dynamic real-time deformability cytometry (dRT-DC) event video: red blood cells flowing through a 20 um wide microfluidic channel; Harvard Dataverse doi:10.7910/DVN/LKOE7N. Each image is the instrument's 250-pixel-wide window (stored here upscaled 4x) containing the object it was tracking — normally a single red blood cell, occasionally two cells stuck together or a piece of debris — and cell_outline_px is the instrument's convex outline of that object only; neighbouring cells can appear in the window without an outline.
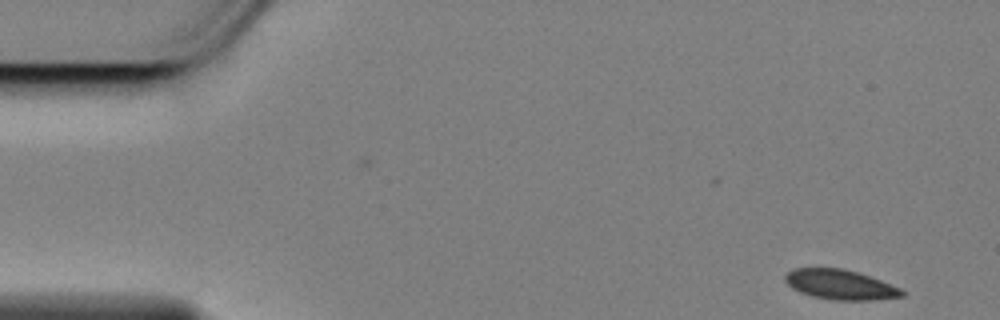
{"species": "Egyptian fruit bat (a non-hibernating species)", "species_latin": "Rousettus aegyptiacus", "temperature_condition": "cold", "stored_images_in_passage": 56, "camera_frame_rate_fps": 3000, "um_per_image_px": 0.085, "animal": {"sex": "female"}, "frame": {"image": 1, "passage_image": 1, "time_ms": 0.0, "image_size_px": [1000, 320], "cell_outline_px": [[904, 296], [872, 300], [832, 300], [812, 296], [800, 292], [792, 288], [784, 280], [784, 276], [792, 268], [844, 268], [860, 272], [900, 288], [904, 292]], "centroid_in_image_um": [71.4, 24.18], "position_along_channel_um": 13.6, "area_um2": 20.4}}
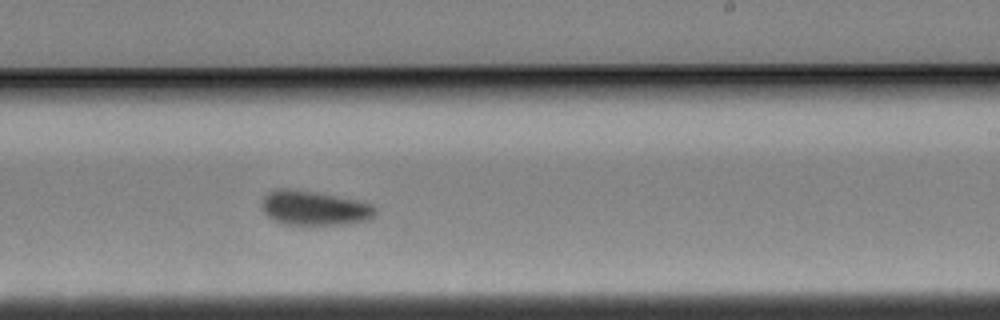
{"frame": {"image": 2, "passage_image": 32, "time_ms": 10.333, "image_size_px": [1000, 320], "cell_outline_px": [[376, 212], [372, 220], [348, 224], [284, 224], [272, 220], [264, 212], [260, 204], [264, 196], [268, 192], [276, 188], [284, 188], [316, 192], [356, 200], [372, 204], [376, 208]], "centroid_in_image_um": [26.71, 17.69], "position_along_channel_um": 262.3, "area_um2": 22.95}}
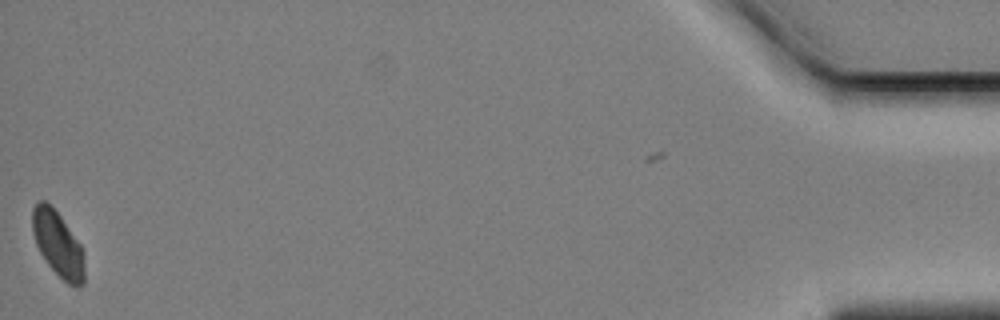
{"frame": {"image": 3, "passage_image": 55, "time_ms": 18.0, "image_size_px": [1000, 320], "cell_outline_px": [[84, 284], [76, 288], [68, 284], [48, 264], [40, 252], [36, 244], [32, 232], [32, 208], [36, 200], [44, 200], [60, 216], [80, 244], [84, 252]], "centroid_in_image_um": [4.92, 20.75], "position_along_channel_um": 430.3, "area_um2": 19.71}, "authors_computed_cell_mechanics": {"area_um2": 21.8195, "velocity_mm_per_s": 3.4315, "shape_relaxation_time_tau1_ms": 3.1727, "shape_relaxation_time_tau2_ms": null, "deformation_change_tau1": 0.0762, "deformation_change_tau2": null}}